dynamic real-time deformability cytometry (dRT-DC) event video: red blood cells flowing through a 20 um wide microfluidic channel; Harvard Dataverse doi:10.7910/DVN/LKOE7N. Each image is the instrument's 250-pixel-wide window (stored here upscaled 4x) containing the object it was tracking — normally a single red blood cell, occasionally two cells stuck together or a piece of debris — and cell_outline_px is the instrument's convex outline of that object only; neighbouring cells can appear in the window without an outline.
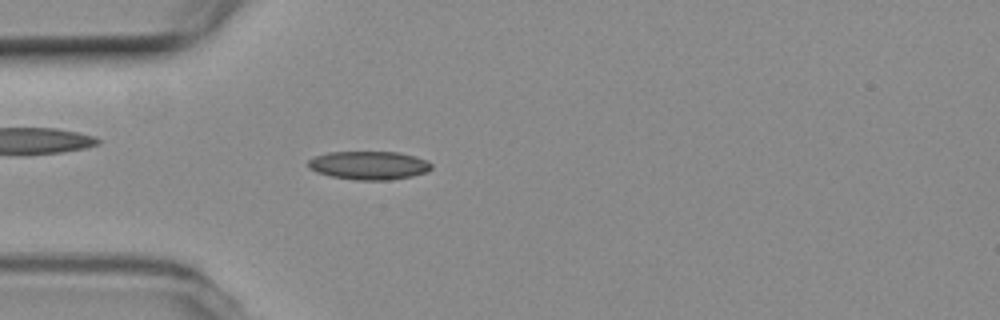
{"species": "common noctule bat (a hibernating species)", "species_latin": "Nyctalus noctula", "temperature_condition": "room temperature", "stored_images_in_passage": 53, "camera_frame_rate_fps": 3000, "um_per_image_px": 0.085, "animal": {"sex": "female", "body_mass_g": 19.3, "forearm_length_mm": 54.1}, "frame": {"image": 1, "passage_image": 14, "time_ms": 4.333, "image_size_px": [1000, 320], "cell_outline_px": [[432, 168], [424, 172], [412, 176], [388, 180], [356, 180], [332, 176], [316, 172], [308, 168], [308, 160], [312, 156], [328, 152], [400, 152], [416, 156], [428, 160], [432, 164]], "centroid_in_image_um": [31.34, 14.04], "position_along_channel_um": 53.7, "area_um2": 20.58}}
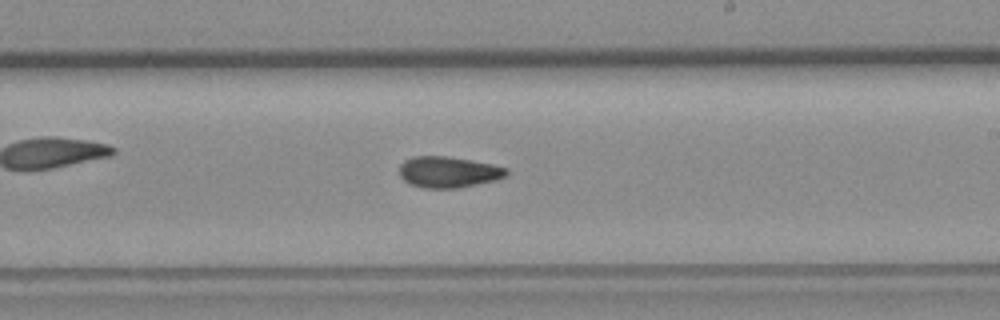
{"frame": {"image": 2, "passage_image": 30, "time_ms": 9.667, "image_size_px": [1000, 320], "cell_outline_px": [[508, 172], [504, 176], [496, 180], [456, 188], [424, 188], [408, 184], [400, 176], [400, 164], [404, 160], [412, 156], [444, 156], [492, 164], [508, 168]], "centroid_in_image_um": [38.07, 14.62], "position_along_channel_um": 250.9, "area_um2": 19.31}}
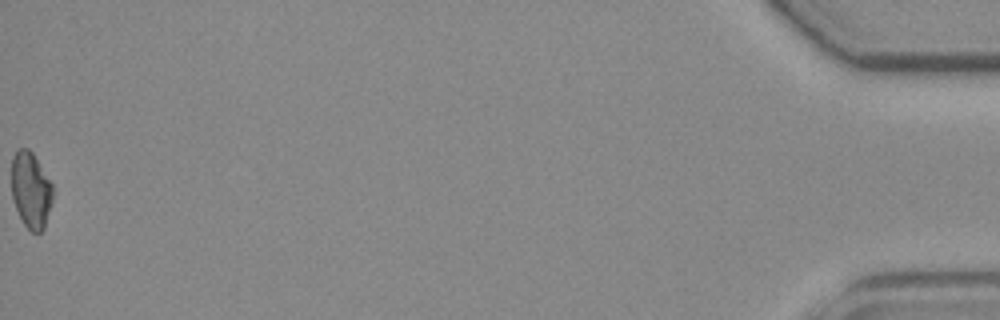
{"frame": {"image": 3, "passage_image": 53, "time_ms": 17.333, "image_size_px": [1000, 320], "cell_outline_px": [[52, 200], [44, 228], [40, 232], [32, 232], [24, 224], [16, 208], [12, 196], [12, 156], [16, 148], [28, 148], [32, 152], [52, 184]], "centroid_in_image_um": [2.61, 16.13], "position_along_channel_um": 432.6, "area_um2": 18.09}, "authors_computed_cell_mechanics": {"area_um2": 19.0162, "velocity_mm_per_s": 3.8064, "shape_relaxation_time_tau1_ms": null, "shape_relaxation_time_tau2_ms": 4.1925, "deformation_change_tau1": null, "deformation_change_tau2": 0.1081}}